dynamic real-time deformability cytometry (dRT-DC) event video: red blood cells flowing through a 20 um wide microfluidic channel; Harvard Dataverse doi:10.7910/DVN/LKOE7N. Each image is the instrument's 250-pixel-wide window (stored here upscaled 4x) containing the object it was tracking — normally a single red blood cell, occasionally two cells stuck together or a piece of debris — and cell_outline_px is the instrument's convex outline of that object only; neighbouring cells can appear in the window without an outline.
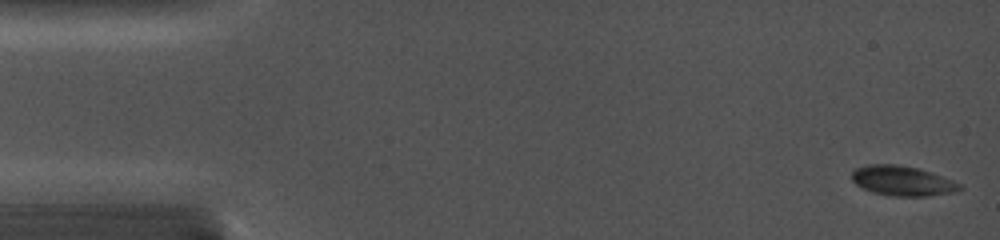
{"species": "common noctule bat (a hibernating species)", "species_latin": "Nyctalus noctula", "temperature_condition": "cold", "stored_images_in_passage": 15, "camera_frame_rate_fps": 5000, "um_per_image_px": 0.085, "animal": {"sex": "female", "body_mass_g": 19.0, "forearm_length_mm": 56.7}, "frame": {"image": 1, "passage_image": 1, "time_ms": 0.0, "image_size_px": [1000, 240], "cell_outline_px": [[964, 188], [956, 192], [928, 196], [888, 196], [872, 192], [860, 188], [852, 180], [852, 172], [856, 168], [868, 164], [896, 164], [916, 168], [932, 172], [952, 180], [960, 184]], "centroid_in_image_um": [76.7, 15.38], "position_along_channel_um": 8.3, "area_um2": 18.96}}
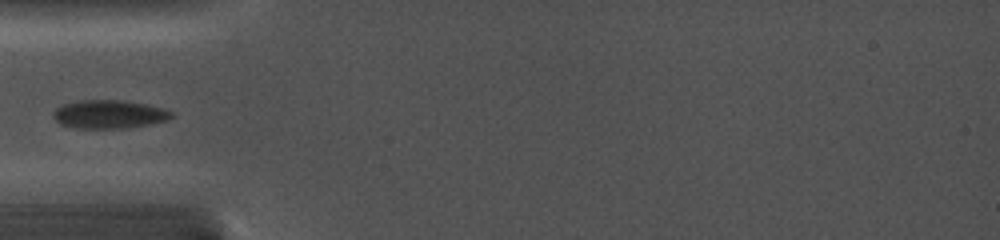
{"frame": {"image": 2, "passage_image": 11, "time_ms": 5.0, "image_size_px": [1000, 240], "cell_outline_px": [[172, 116], [168, 120], [148, 124], [120, 128], [76, 128], [60, 124], [52, 116], [52, 112], [60, 104], [80, 100], [124, 100], [164, 108], [172, 112]], "centroid_in_image_um": [9.22, 9.7], "position_along_channel_um": 75.8, "area_um2": 19.54}}
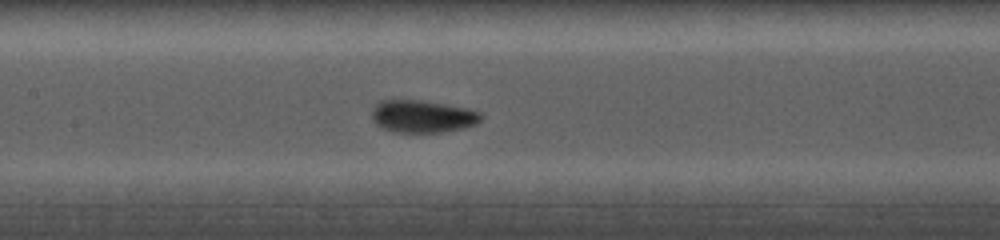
{"frame": {"image": 3, "passage_image": 15, "time_ms": 7.4, "image_size_px": [1000, 240], "cell_outline_px": [[484, 116], [476, 124], [464, 128], [444, 132], [392, 132], [376, 124], [372, 120], [372, 108], [380, 100], [420, 100], [468, 108], [480, 112]], "centroid_in_image_um": [35.92, 9.89], "position_along_channel_um": 171.5, "area_um2": 20.75}}